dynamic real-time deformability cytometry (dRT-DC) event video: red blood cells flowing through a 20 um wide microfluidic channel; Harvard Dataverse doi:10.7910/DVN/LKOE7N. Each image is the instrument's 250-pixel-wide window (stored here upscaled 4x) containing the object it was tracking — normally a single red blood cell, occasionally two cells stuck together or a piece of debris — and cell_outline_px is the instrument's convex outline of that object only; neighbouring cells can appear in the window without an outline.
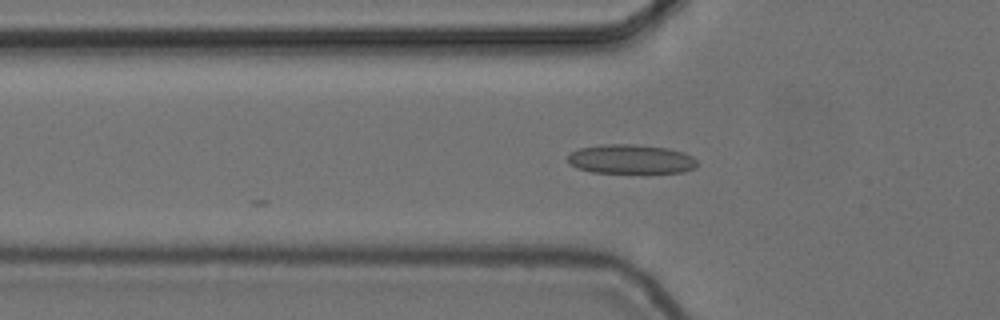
{"species": "common noctule bat (a hibernating species)", "species_latin": "Nyctalus noctula", "temperature_condition": "cold", "stored_images_in_passage": 41, "camera_frame_rate_fps": 3000, "um_per_image_px": 0.085, "animal": {"sex": "female", "body_mass_g": 24.6, "forearm_length_mm": 56.2}, "frame": {"image": 1, "passage_image": 4, "time_ms": 1.0, "image_size_px": [1000, 320], "cell_outline_px": [[696, 168], [684, 172], [592, 172], [576, 168], [568, 164], [568, 156], [572, 152], [580, 148], [600, 144], [636, 144], [668, 148], [684, 152], [692, 156], [696, 160]], "centroid_in_image_um": [53.61, 13.52], "position_along_channel_um": 72.2, "area_um2": 22.08}}
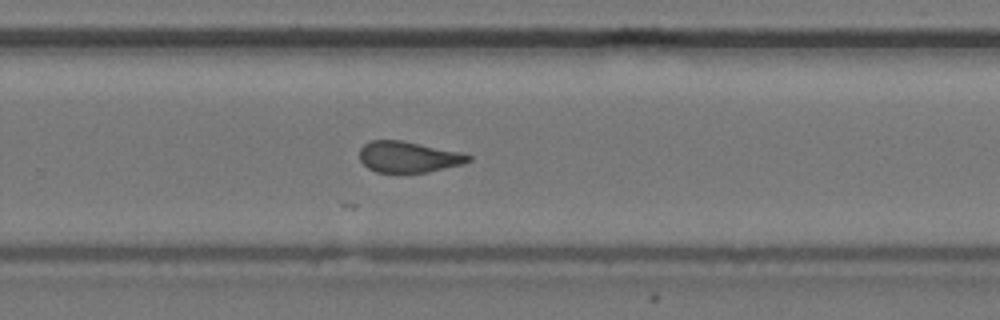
{"frame": {"image": 2, "passage_image": 22, "time_ms": 7.0, "image_size_px": [1000, 320], "cell_outline_px": [[472, 160], [464, 164], [428, 172], [376, 172], [368, 168], [360, 160], [360, 148], [368, 140], [400, 140], [460, 152], [472, 156]], "centroid_in_image_um": [34.71, 13.34], "position_along_channel_um": 295.1, "area_um2": 19.65}}
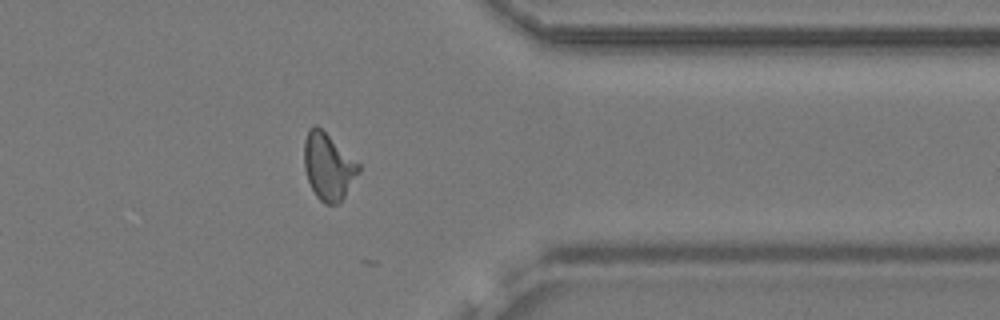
{"frame": {"image": 3, "passage_image": 30, "time_ms": 9.667, "image_size_px": [1000, 320], "cell_outline_px": [[360, 172], [344, 196], [336, 204], [324, 204], [316, 196], [308, 180], [304, 168], [304, 140], [308, 128], [316, 124], [360, 164]], "centroid_in_image_um": [27.89, 14.14], "position_along_channel_um": 383.5, "area_um2": 21.04}, "authors_computed_cell_mechanics": {"area_um2": 19.941, "velocity_mm_per_s": 3.699, "shape_relaxation_time_tau1_ms": 9.6394, "shape_relaxation_time_tau2_ms": null, "deformation_change_tau1": null, "deformation_change_tau2": null}}